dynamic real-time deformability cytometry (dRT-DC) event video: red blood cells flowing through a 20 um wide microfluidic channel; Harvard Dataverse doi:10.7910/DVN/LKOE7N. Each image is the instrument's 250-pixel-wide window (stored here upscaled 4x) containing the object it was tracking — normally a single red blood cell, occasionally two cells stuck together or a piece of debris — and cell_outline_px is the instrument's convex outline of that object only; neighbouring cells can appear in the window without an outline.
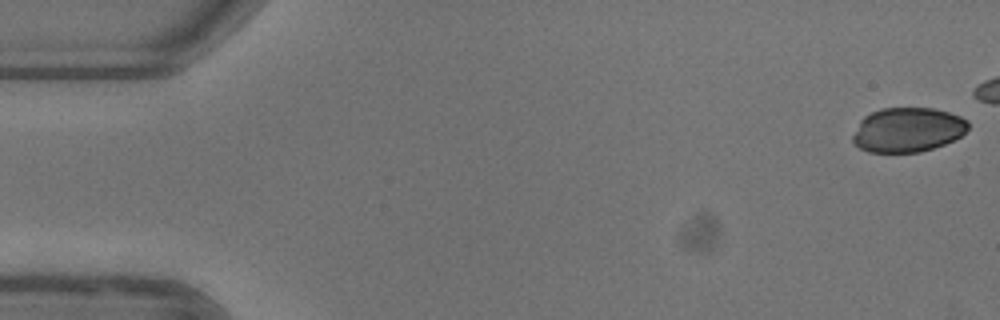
{"species": "common noctule bat (a hibernating species)", "species_latin": "Nyctalus noctula", "temperature_condition": "warm", "stored_images_in_passage": 45, "camera_frame_rate_fps": 3000, "um_per_image_px": 0.085, "animal": {"sex": "female"}, "frame": {"image": 1, "passage_image": 1, "time_ms": 0.0, "image_size_px": [1000, 320], "cell_outline_px": [[968, 128], [960, 136], [944, 144], [920, 152], [868, 152], [860, 148], [852, 140], [852, 136], [860, 120], [864, 116], [880, 108], [932, 108], [948, 112], [960, 116], [968, 120]], "centroid_in_image_um": [77.13, 11.03], "position_along_channel_um": 7.9, "area_um2": 29.82}}
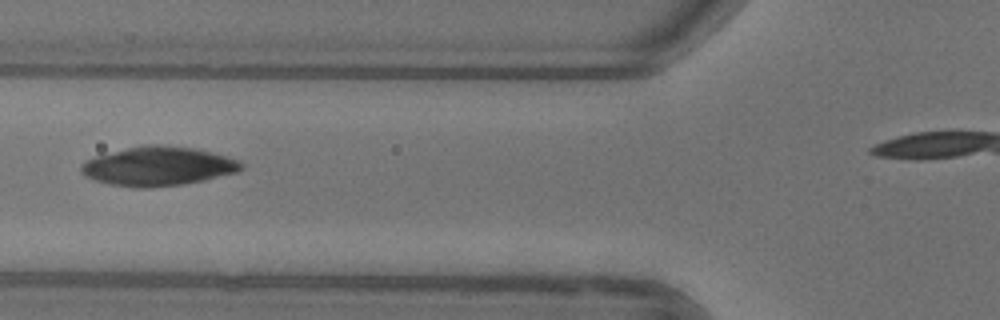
{"frame": {"image": 2, "passage_image": 20, "time_ms": 6.333, "image_size_px": [1000, 320], "cell_outline_px": [[244, 168], [240, 172], [204, 180], [184, 184], [144, 188], [136, 188], [108, 184], [96, 180], [80, 172], [80, 164], [84, 160], [96, 156], [128, 148], [148, 144], [160, 144], [196, 148], [212, 152], [240, 160], [244, 164]], "centroid_in_image_um": [13.49, 14.13], "position_along_channel_um": 112.3, "area_um2": 36.7}}
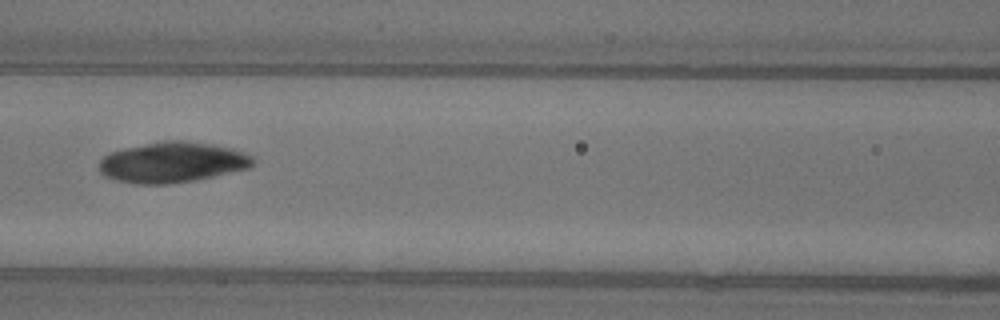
{"frame": {"image": 3, "passage_image": 23, "time_ms": 7.333, "image_size_px": [1000, 320], "cell_outline_px": [[256, 160], [252, 168], [192, 180], [168, 184], [136, 184], [116, 180], [104, 176], [100, 172], [100, 160], [104, 156], [112, 152], [124, 148], [164, 140], [184, 140], [212, 144], [232, 148], [244, 152], [252, 156]], "centroid_in_image_um": [14.68, 13.79], "position_along_channel_um": 151.9, "area_um2": 36.41}}